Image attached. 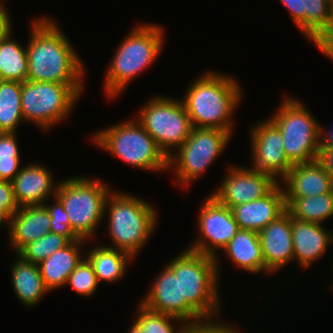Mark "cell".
Instances as JSON below:
<instances>
[{"mask_svg":"<svg viewBox=\"0 0 333 333\" xmlns=\"http://www.w3.org/2000/svg\"><path fill=\"white\" fill-rule=\"evenodd\" d=\"M27 80L61 84H83L85 67L57 21L38 17L31 21Z\"/></svg>","mask_w":333,"mask_h":333,"instance_id":"1","label":"cell"},{"mask_svg":"<svg viewBox=\"0 0 333 333\" xmlns=\"http://www.w3.org/2000/svg\"><path fill=\"white\" fill-rule=\"evenodd\" d=\"M224 74L211 69L202 73L182 96L193 127L215 128L231 134L234 131L233 116L241 104L243 91L236 78Z\"/></svg>","mask_w":333,"mask_h":333,"instance_id":"2","label":"cell"},{"mask_svg":"<svg viewBox=\"0 0 333 333\" xmlns=\"http://www.w3.org/2000/svg\"><path fill=\"white\" fill-rule=\"evenodd\" d=\"M148 201L132 194L111 191L105 201L108 216L107 247L128 253L134 260L156 231L158 213Z\"/></svg>","mask_w":333,"mask_h":333,"instance_id":"3","label":"cell"},{"mask_svg":"<svg viewBox=\"0 0 333 333\" xmlns=\"http://www.w3.org/2000/svg\"><path fill=\"white\" fill-rule=\"evenodd\" d=\"M164 34L162 26L154 23L132 27L104 73L103 91L109 99L118 98L134 78L149 69L163 50Z\"/></svg>","mask_w":333,"mask_h":333,"instance_id":"4","label":"cell"},{"mask_svg":"<svg viewBox=\"0 0 333 333\" xmlns=\"http://www.w3.org/2000/svg\"><path fill=\"white\" fill-rule=\"evenodd\" d=\"M167 265L179 275L180 301H186L205 321L217 320L221 293L215 258L186 248Z\"/></svg>","mask_w":333,"mask_h":333,"instance_id":"5","label":"cell"},{"mask_svg":"<svg viewBox=\"0 0 333 333\" xmlns=\"http://www.w3.org/2000/svg\"><path fill=\"white\" fill-rule=\"evenodd\" d=\"M110 186L101 179L74 176L58 182L55 197L67 213L70 227L79 239L96 236L99 224L105 221L104 207Z\"/></svg>","mask_w":333,"mask_h":333,"instance_id":"6","label":"cell"},{"mask_svg":"<svg viewBox=\"0 0 333 333\" xmlns=\"http://www.w3.org/2000/svg\"><path fill=\"white\" fill-rule=\"evenodd\" d=\"M91 141L130 166L152 172L168 170V158L136 118L99 129Z\"/></svg>","mask_w":333,"mask_h":333,"instance_id":"7","label":"cell"},{"mask_svg":"<svg viewBox=\"0 0 333 333\" xmlns=\"http://www.w3.org/2000/svg\"><path fill=\"white\" fill-rule=\"evenodd\" d=\"M84 86L30 80L22 82L21 111L24 121L50 131L56 124L69 119L85 90Z\"/></svg>","mask_w":333,"mask_h":333,"instance_id":"8","label":"cell"},{"mask_svg":"<svg viewBox=\"0 0 333 333\" xmlns=\"http://www.w3.org/2000/svg\"><path fill=\"white\" fill-rule=\"evenodd\" d=\"M269 118L281 131L284 153L292 165L316 160L319 148V122L295 97L286 95Z\"/></svg>","mask_w":333,"mask_h":333,"instance_id":"9","label":"cell"},{"mask_svg":"<svg viewBox=\"0 0 333 333\" xmlns=\"http://www.w3.org/2000/svg\"><path fill=\"white\" fill-rule=\"evenodd\" d=\"M136 118L167 158L188 139L193 129L181 99L162 94L149 98Z\"/></svg>","mask_w":333,"mask_h":333,"instance_id":"10","label":"cell"},{"mask_svg":"<svg viewBox=\"0 0 333 333\" xmlns=\"http://www.w3.org/2000/svg\"><path fill=\"white\" fill-rule=\"evenodd\" d=\"M232 134L215 128L193 127L188 139L168 157L177 186L187 187L205 173L228 146Z\"/></svg>","mask_w":333,"mask_h":333,"instance_id":"11","label":"cell"},{"mask_svg":"<svg viewBox=\"0 0 333 333\" xmlns=\"http://www.w3.org/2000/svg\"><path fill=\"white\" fill-rule=\"evenodd\" d=\"M198 214L199 236L187 249L215 258L218 276L220 277V264L218 249L223 248L231 241L239 230L232 211L220 204L212 195H207L202 202Z\"/></svg>","mask_w":333,"mask_h":333,"instance_id":"12","label":"cell"},{"mask_svg":"<svg viewBox=\"0 0 333 333\" xmlns=\"http://www.w3.org/2000/svg\"><path fill=\"white\" fill-rule=\"evenodd\" d=\"M228 167L220 186L210 195L230 209L265 196L279 183L273 176L252 167Z\"/></svg>","mask_w":333,"mask_h":333,"instance_id":"13","label":"cell"},{"mask_svg":"<svg viewBox=\"0 0 333 333\" xmlns=\"http://www.w3.org/2000/svg\"><path fill=\"white\" fill-rule=\"evenodd\" d=\"M250 138L251 159L253 158L250 167L281 182L293 167L285 156L281 131L268 118L251 128Z\"/></svg>","mask_w":333,"mask_h":333,"instance_id":"14","label":"cell"},{"mask_svg":"<svg viewBox=\"0 0 333 333\" xmlns=\"http://www.w3.org/2000/svg\"><path fill=\"white\" fill-rule=\"evenodd\" d=\"M162 269L140 303L151 311L178 317L186 324L204 322L186 301H180L179 275H175L167 264Z\"/></svg>","mask_w":333,"mask_h":333,"instance_id":"15","label":"cell"},{"mask_svg":"<svg viewBox=\"0 0 333 333\" xmlns=\"http://www.w3.org/2000/svg\"><path fill=\"white\" fill-rule=\"evenodd\" d=\"M267 270L272 274L294 260L291 215L285 211L258 232Z\"/></svg>","mask_w":333,"mask_h":333,"instance_id":"16","label":"cell"},{"mask_svg":"<svg viewBox=\"0 0 333 333\" xmlns=\"http://www.w3.org/2000/svg\"><path fill=\"white\" fill-rule=\"evenodd\" d=\"M239 229L260 232L286 211L285 194L280 182L265 196L231 208Z\"/></svg>","mask_w":333,"mask_h":333,"instance_id":"17","label":"cell"},{"mask_svg":"<svg viewBox=\"0 0 333 333\" xmlns=\"http://www.w3.org/2000/svg\"><path fill=\"white\" fill-rule=\"evenodd\" d=\"M294 260L301 269H308L333 246V230L322 224L291 217ZM329 230V231H328Z\"/></svg>","mask_w":333,"mask_h":333,"instance_id":"18","label":"cell"},{"mask_svg":"<svg viewBox=\"0 0 333 333\" xmlns=\"http://www.w3.org/2000/svg\"><path fill=\"white\" fill-rule=\"evenodd\" d=\"M52 175L48 167L38 162L22 166L11 181L18 206L43 204L49 196L54 197L58 183L54 184Z\"/></svg>","mask_w":333,"mask_h":333,"instance_id":"19","label":"cell"},{"mask_svg":"<svg viewBox=\"0 0 333 333\" xmlns=\"http://www.w3.org/2000/svg\"><path fill=\"white\" fill-rule=\"evenodd\" d=\"M281 181L285 198H304L333 193V179L316 160L293 165Z\"/></svg>","mask_w":333,"mask_h":333,"instance_id":"20","label":"cell"},{"mask_svg":"<svg viewBox=\"0 0 333 333\" xmlns=\"http://www.w3.org/2000/svg\"><path fill=\"white\" fill-rule=\"evenodd\" d=\"M50 233V215L44 204L19 207L10 217L9 246L17 254L25 245Z\"/></svg>","mask_w":333,"mask_h":333,"instance_id":"21","label":"cell"},{"mask_svg":"<svg viewBox=\"0 0 333 333\" xmlns=\"http://www.w3.org/2000/svg\"><path fill=\"white\" fill-rule=\"evenodd\" d=\"M85 241L83 239L72 241L38 264L43 282L50 292L66 286L70 273L84 258L81 255V248L88 242Z\"/></svg>","mask_w":333,"mask_h":333,"instance_id":"22","label":"cell"},{"mask_svg":"<svg viewBox=\"0 0 333 333\" xmlns=\"http://www.w3.org/2000/svg\"><path fill=\"white\" fill-rule=\"evenodd\" d=\"M223 251L234 265L249 274L257 275L262 271L271 274L264 263L258 232L239 229Z\"/></svg>","mask_w":333,"mask_h":333,"instance_id":"23","label":"cell"},{"mask_svg":"<svg viewBox=\"0 0 333 333\" xmlns=\"http://www.w3.org/2000/svg\"><path fill=\"white\" fill-rule=\"evenodd\" d=\"M11 266V284L18 301L23 306L35 307L42 297L50 292L41 277L39 265L25 261L16 254Z\"/></svg>","mask_w":333,"mask_h":333,"instance_id":"24","label":"cell"},{"mask_svg":"<svg viewBox=\"0 0 333 333\" xmlns=\"http://www.w3.org/2000/svg\"><path fill=\"white\" fill-rule=\"evenodd\" d=\"M84 256L91 263L98 283L104 281L109 284L122 280L129 267V262L134 260L128 253L109 248L106 245L94 246L86 251Z\"/></svg>","mask_w":333,"mask_h":333,"instance_id":"25","label":"cell"},{"mask_svg":"<svg viewBox=\"0 0 333 333\" xmlns=\"http://www.w3.org/2000/svg\"><path fill=\"white\" fill-rule=\"evenodd\" d=\"M333 3L329 0H300L299 29L310 42L315 43L332 22Z\"/></svg>","mask_w":333,"mask_h":333,"instance_id":"26","label":"cell"},{"mask_svg":"<svg viewBox=\"0 0 333 333\" xmlns=\"http://www.w3.org/2000/svg\"><path fill=\"white\" fill-rule=\"evenodd\" d=\"M286 211L292 218L322 224L333 218V193L304 198H285Z\"/></svg>","mask_w":333,"mask_h":333,"instance_id":"27","label":"cell"},{"mask_svg":"<svg viewBox=\"0 0 333 333\" xmlns=\"http://www.w3.org/2000/svg\"><path fill=\"white\" fill-rule=\"evenodd\" d=\"M10 31L0 42V80H27L28 58L26 47L11 38Z\"/></svg>","mask_w":333,"mask_h":333,"instance_id":"28","label":"cell"},{"mask_svg":"<svg viewBox=\"0 0 333 333\" xmlns=\"http://www.w3.org/2000/svg\"><path fill=\"white\" fill-rule=\"evenodd\" d=\"M22 82L0 80V133H17L24 122L21 111Z\"/></svg>","mask_w":333,"mask_h":333,"instance_id":"29","label":"cell"},{"mask_svg":"<svg viewBox=\"0 0 333 333\" xmlns=\"http://www.w3.org/2000/svg\"><path fill=\"white\" fill-rule=\"evenodd\" d=\"M136 310L134 322L146 333H180L187 325L178 317L151 311L141 303Z\"/></svg>","mask_w":333,"mask_h":333,"instance_id":"30","label":"cell"},{"mask_svg":"<svg viewBox=\"0 0 333 333\" xmlns=\"http://www.w3.org/2000/svg\"><path fill=\"white\" fill-rule=\"evenodd\" d=\"M70 241L59 234L50 232L25 245L17 254L25 261L39 264L55 251L64 248Z\"/></svg>","mask_w":333,"mask_h":333,"instance_id":"31","label":"cell"},{"mask_svg":"<svg viewBox=\"0 0 333 333\" xmlns=\"http://www.w3.org/2000/svg\"><path fill=\"white\" fill-rule=\"evenodd\" d=\"M16 133H0V180L11 182L19 173L20 149Z\"/></svg>","mask_w":333,"mask_h":333,"instance_id":"32","label":"cell"},{"mask_svg":"<svg viewBox=\"0 0 333 333\" xmlns=\"http://www.w3.org/2000/svg\"><path fill=\"white\" fill-rule=\"evenodd\" d=\"M66 285H70L75 292L84 297L90 298L96 293L99 283L91 263L85 256L70 273Z\"/></svg>","mask_w":333,"mask_h":333,"instance_id":"33","label":"cell"},{"mask_svg":"<svg viewBox=\"0 0 333 333\" xmlns=\"http://www.w3.org/2000/svg\"><path fill=\"white\" fill-rule=\"evenodd\" d=\"M50 204L43 203L50 215V232L66 237L70 242L79 238L70 227V222L61 202L54 196Z\"/></svg>","mask_w":333,"mask_h":333,"instance_id":"34","label":"cell"},{"mask_svg":"<svg viewBox=\"0 0 333 333\" xmlns=\"http://www.w3.org/2000/svg\"><path fill=\"white\" fill-rule=\"evenodd\" d=\"M19 209L15 200L12 183L0 180V227L7 224L10 230V217Z\"/></svg>","mask_w":333,"mask_h":333,"instance_id":"35","label":"cell"},{"mask_svg":"<svg viewBox=\"0 0 333 333\" xmlns=\"http://www.w3.org/2000/svg\"><path fill=\"white\" fill-rule=\"evenodd\" d=\"M236 326H231L224 321H204L198 324H187L180 333H234Z\"/></svg>","mask_w":333,"mask_h":333,"instance_id":"36","label":"cell"},{"mask_svg":"<svg viewBox=\"0 0 333 333\" xmlns=\"http://www.w3.org/2000/svg\"><path fill=\"white\" fill-rule=\"evenodd\" d=\"M316 47L330 60H333V12L330 27L324 34L314 43Z\"/></svg>","mask_w":333,"mask_h":333,"instance_id":"37","label":"cell"},{"mask_svg":"<svg viewBox=\"0 0 333 333\" xmlns=\"http://www.w3.org/2000/svg\"><path fill=\"white\" fill-rule=\"evenodd\" d=\"M316 161L322 169L333 179V148L319 147Z\"/></svg>","mask_w":333,"mask_h":333,"instance_id":"38","label":"cell"},{"mask_svg":"<svg viewBox=\"0 0 333 333\" xmlns=\"http://www.w3.org/2000/svg\"><path fill=\"white\" fill-rule=\"evenodd\" d=\"M10 31H12V22L8 8L5 7L0 11V42Z\"/></svg>","mask_w":333,"mask_h":333,"instance_id":"39","label":"cell"},{"mask_svg":"<svg viewBox=\"0 0 333 333\" xmlns=\"http://www.w3.org/2000/svg\"><path fill=\"white\" fill-rule=\"evenodd\" d=\"M286 7L294 24L299 28V3L300 0H280Z\"/></svg>","mask_w":333,"mask_h":333,"instance_id":"40","label":"cell"},{"mask_svg":"<svg viewBox=\"0 0 333 333\" xmlns=\"http://www.w3.org/2000/svg\"><path fill=\"white\" fill-rule=\"evenodd\" d=\"M319 147L333 148V128L329 130L319 126Z\"/></svg>","mask_w":333,"mask_h":333,"instance_id":"41","label":"cell"},{"mask_svg":"<svg viewBox=\"0 0 333 333\" xmlns=\"http://www.w3.org/2000/svg\"><path fill=\"white\" fill-rule=\"evenodd\" d=\"M128 333H146L134 321L130 325Z\"/></svg>","mask_w":333,"mask_h":333,"instance_id":"42","label":"cell"},{"mask_svg":"<svg viewBox=\"0 0 333 333\" xmlns=\"http://www.w3.org/2000/svg\"><path fill=\"white\" fill-rule=\"evenodd\" d=\"M4 3V4H3ZM0 4L5 8V7H7L6 5H5V2L3 1V0H0Z\"/></svg>","mask_w":333,"mask_h":333,"instance_id":"43","label":"cell"},{"mask_svg":"<svg viewBox=\"0 0 333 333\" xmlns=\"http://www.w3.org/2000/svg\"><path fill=\"white\" fill-rule=\"evenodd\" d=\"M4 7L0 4V11L3 9Z\"/></svg>","mask_w":333,"mask_h":333,"instance_id":"44","label":"cell"}]
</instances>
